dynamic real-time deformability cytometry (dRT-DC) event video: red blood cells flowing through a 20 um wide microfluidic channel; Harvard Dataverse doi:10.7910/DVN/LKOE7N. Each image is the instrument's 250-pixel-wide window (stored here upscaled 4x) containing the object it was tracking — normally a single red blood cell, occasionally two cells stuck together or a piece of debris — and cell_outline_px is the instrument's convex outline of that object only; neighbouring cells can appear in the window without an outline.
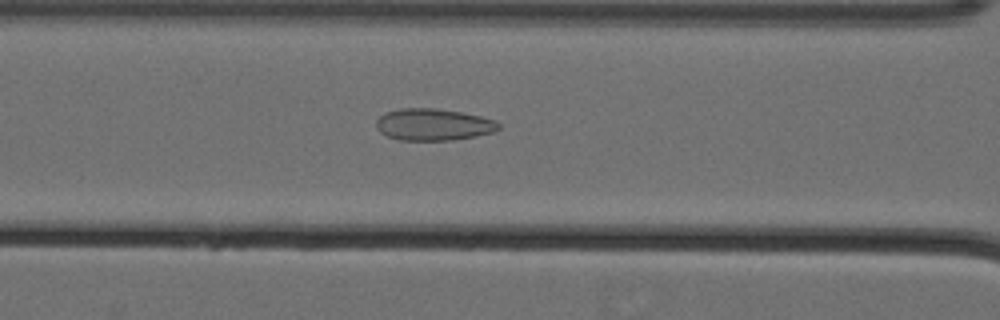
{"species": "Egyptian fruit bat (a non-hibernating species)", "species_latin": "Rousettus aegyptiacus", "temperature_condition": "cold", "stored_images_in_passage": 55, "camera_frame_rate_fps": 3000, "um_per_image_px": 0.085, "animal": {"sex": "female"}, "frame": {"image": 1, "passage_image": 28, "time_ms": 9.0, "image_size_px": [1000, 320], "cell_outline_px": [[500, 128], [492, 132], [476, 136], [452, 140], [400, 140], [388, 136], [380, 132], [376, 128], [376, 120], [384, 112], [400, 108], [436, 108], [460, 112], [480, 116], [496, 120], [500, 124]], "centroid_in_image_um": [36.82, 10.58], "position_along_channel_um": 129.8, "area_um2": 22.77}}
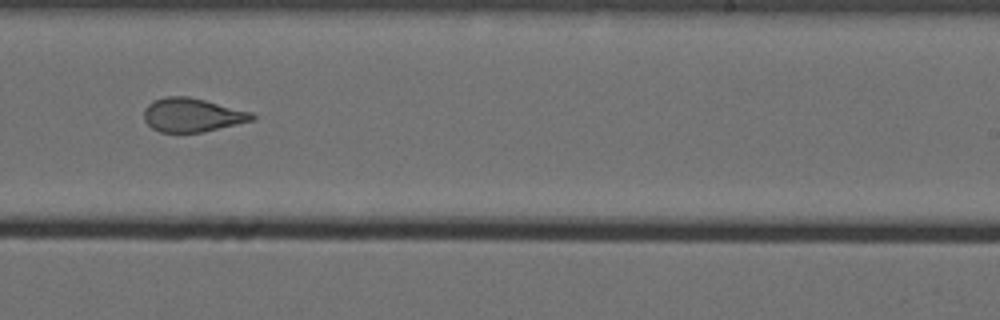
{"frame": {"image": 2, "passage_image": 40, "time_ms": 13.0, "image_size_px": [1000, 320], "cell_outline_px": [[256, 116], [252, 120], [204, 132], [160, 132], [152, 128], [144, 120], [144, 108], [148, 104], [164, 96], [188, 96], [252, 112]], "centroid_in_image_um": [16.31, 9.77], "position_along_channel_um": 272.7, "area_um2": 21.1}}
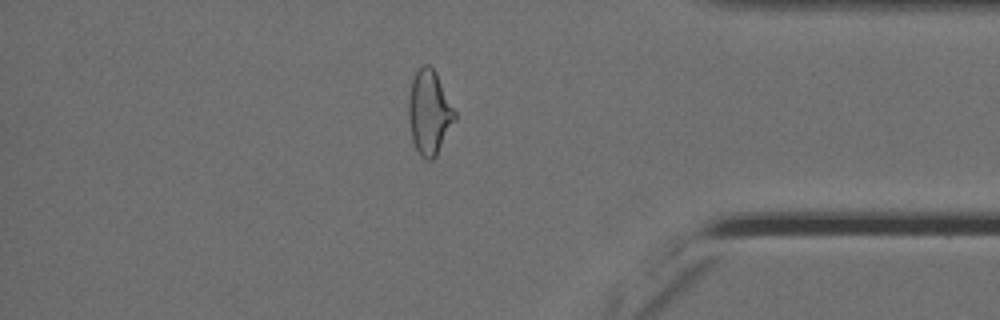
{"frame": {"image": 3, "passage_image": 52, "time_ms": 17.0, "image_size_px": [1000, 320], "cell_outline_px": [[456, 116], [436, 156], [432, 160], [428, 160], [420, 156], [412, 140], [408, 120], [408, 100], [412, 80], [416, 72], [424, 64], [428, 64], [436, 72], [456, 112]], "centroid_in_image_um": [36.47, 9.55], "position_along_channel_um": 398.7, "area_um2": 22.48}}